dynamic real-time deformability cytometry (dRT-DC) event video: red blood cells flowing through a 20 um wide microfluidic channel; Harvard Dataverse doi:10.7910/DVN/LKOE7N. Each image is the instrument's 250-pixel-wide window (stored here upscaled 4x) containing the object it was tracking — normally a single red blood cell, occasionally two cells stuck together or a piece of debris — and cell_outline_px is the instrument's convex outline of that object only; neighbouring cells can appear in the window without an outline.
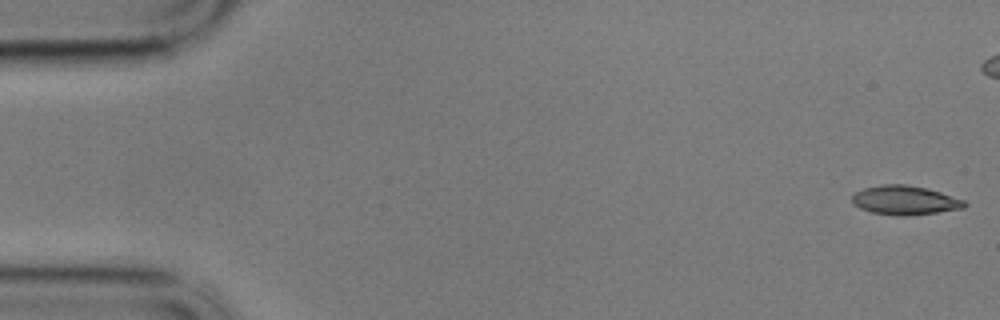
{"species": "common noctule bat (a hibernating species)", "species_latin": "Nyctalus noctula", "temperature_condition": "cold", "stored_images_in_passage": 23, "camera_frame_rate_fps": 3000, "um_per_image_px": 0.085, "animal": {"sex": "male", "body_mass_g": 17.9}, "frame": {"image": 1, "passage_image": 1, "time_ms": 0.0, "image_size_px": [1000, 320], "cell_outline_px": [[968, 204], [964, 208], [908, 216], [896, 216], [872, 212], [860, 208], [852, 204], [852, 196], [856, 192], [864, 188], [880, 184], [908, 184], [940, 192], [964, 200]], "centroid_in_image_um": [76.89, 17.02], "position_along_channel_um": 8.1, "area_um2": 19.07}}
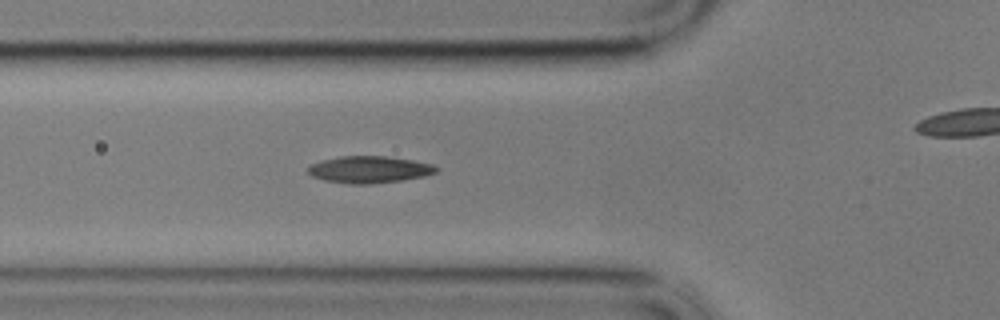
{"frame": {"image": 2, "passage_image": 20, "time_ms": 6.333, "image_size_px": [1000, 320], "cell_outline_px": [[440, 168], [436, 172], [424, 176], [404, 180], [368, 184], [348, 184], [324, 180], [312, 176], [308, 172], [308, 168], [312, 164], [324, 160], [340, 156], [388, 156], [412, 160], [432, 164]], "centroid_in_image_um": [31.42, 14.41], "position_along_channel_um": 94.4, "area_um2": 20.06}}
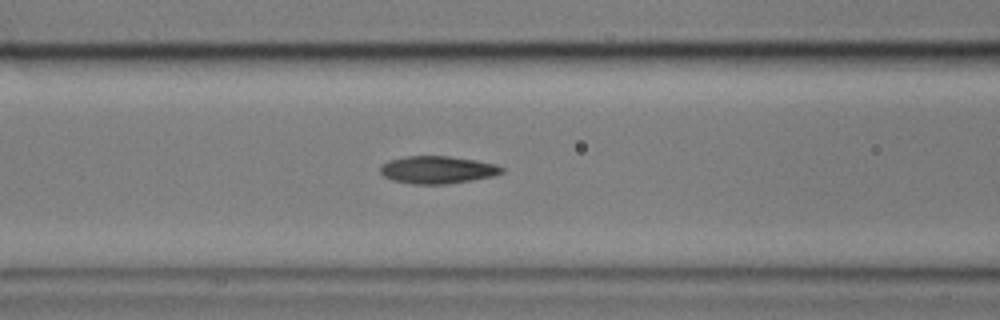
{"frame": {"image": 3, "passage_image": 23, "time_ms": 7.333, "image_size_px": [1000, 320], "cell_outline_px": [[504, 172], [496, 176], [472, 180], [444, 184], [412, 184], [392, 180], [384, 176], [380, 172], [380, 168], [388, 160], [408, 156], [448, 156], [476, 160], [496, 164], [504, 168]], "centroid_in_image_um": [37.22, 14.43], "position_along_channel_um": 129.4, "area_um2": 19.54}}